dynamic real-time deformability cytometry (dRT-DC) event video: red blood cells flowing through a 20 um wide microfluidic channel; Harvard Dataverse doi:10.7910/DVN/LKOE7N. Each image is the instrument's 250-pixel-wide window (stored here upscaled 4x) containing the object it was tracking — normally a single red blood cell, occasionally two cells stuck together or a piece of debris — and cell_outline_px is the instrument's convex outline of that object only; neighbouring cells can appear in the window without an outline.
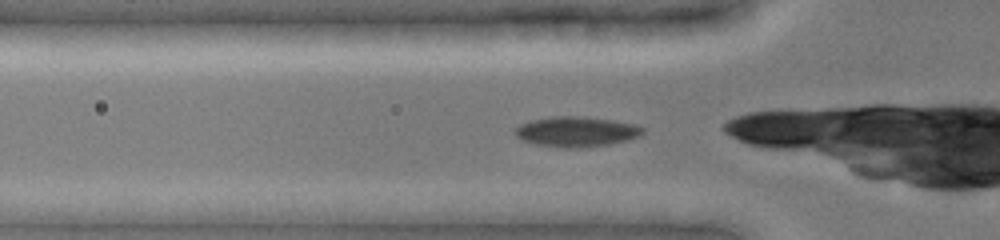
{"species": "common noctule bat (a hibernating species)", "species_latin": "Nyctalus noctula", "temperature_condition": "cold", "stored_images_in_passage": 35, "camera_frame_rate_fps": 3000, "um_per_image_px": 0.085, "animal": {"sex": "female", "body_mass_g": 19.0, "forearm_length_mm": 51.5}, "frame": {"image": 1, "passage_image": 10, "time_ms": 3.0, "image_size_px": [1000, 240], "cell_outline_px": [[644, 132], [640, 136], [628, 140], [608, 144], [576, 148], [564, 148], [536, 144], [524, 140], [516, 136], [512, 132], [520, 124], [528, 120], [548, 116], [580, 116], [612, 120], [636, 124], [644, 128]], "centroid_in_image_um": [48.97, 11.18], "position_along_channel_um": 76.8, "area_um2": 22.6}}
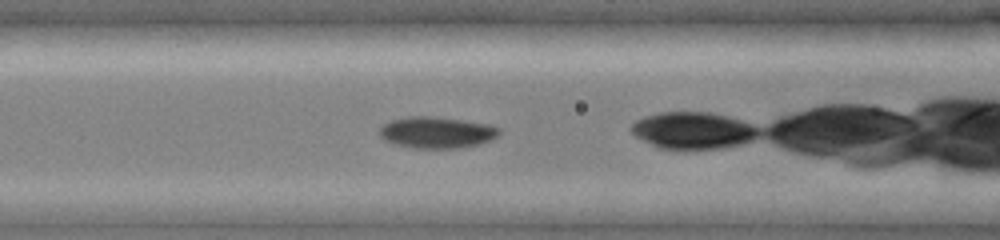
{"frame": {"image": 2, "passage_image": 14, "time_ms": 4.333, "image_size_px": [1000, 240], "cell_outline_px": [[500, 132], [492, 140], [476, 144], [456, 148], [412, 148], [392, 144], [384, 140], [380, 136], [380, 128], [384, 124], [392, 120], [408, 116], [428, 116], [460, 120], [488, 124], [500, 128]], "centroid_in_image_um": [37.08, 11.26], "position_along_channel_um": 129.5, "area_um2": 21.73}}